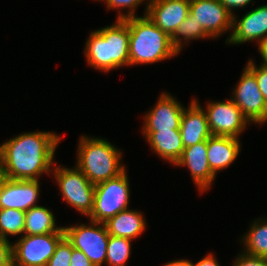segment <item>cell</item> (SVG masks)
I'll use <instances>...</instances> for the list:
<instances>
[{"label":"cell","instance_id":"6da1fadb","mask_svg":"<svg viewBox=\"0 0 267 266\" xmlns=\"http://www.w3.org/2000/svg\"><path fill=\"white\" fill-rule=\"evenodd\" d=\"M60 137L48 132L17 136L0 146V167L5 178L37 180L49 172Z\"/></svg>","mask_w":267,"mask_h":266},{"label":"cell","instance_id":"7a4b0ae2","mask_svg":"<svg viewBox=\"0 0 267 266\" xmlns=\"http://www.w3.org/2000/svg\"><path fill=\"white\" fill-rule=\"evenodd\" d=\"M118 20H125L129 27V65L153 63L178 53L173 48L171 37L146 15L143 18L135 17L132 9L128 15L120 14Z\"/></svg>","mask_w":267,"mask_h":266},{"label":"cell","instance_id":"3957f363","mask_svg":"<svg viewBox=\"0 0 267 266\" xmlns=\"http://www.w3.org/2000/svg\"><path fill=\"white\" fill-rule=\"evenodd\" d=\"M129 39V27L125 20H117L110 27L92 32L85 49L88 63L105 71L128 65Z\"/></svg>","mask_w":267,"mask_h":266},{"label":"cell","instance_id":"277c9868","mask_svg":"<svg viewBox=\"0 0 267 266\" xmlns=\"http://www.w3.org/2000/svg\"><path fill=\"white\" fill-rule=\"evenodd\" d=\"M120 154L106 140L82 137L77 168L93 185H97L125 171L119 164Z\"/></svg>","mask_w":267,"mask_h":266},{"label":"cell","instance_id":"5b68a950","mask_svg":"<svg viewBox=\"0 0 267 266\" xmlns=\"http://www.w3.org/2000/svg\"><path fill=\"white\" fill-rule=\"evenodd\" d=\"M129 183L124 172L117 177L95 185L91 220L105 223L121 211L127 209L129 202Z\"/></svg>","mask_w":267,"mask_h":266},{"label":"cell","instance_id":"8992f818","mask_svg":"<svg viewBox=\"0 0 267 266\" xmlns=\"http://www.w3.org/2000/svg\"><path fill=\"white\" fill-rule=\"evenodd\" d=\"M64 233L24 235L12 246L13 266H46Z\"/></svg>","mask_w":267,"mask_h":266},{"label":"cell","instance_id":"52a82bcc","mask_svg":"<svg viewBox=\"0 0 267 266\" xmlns=\"http://www.w3.org/2000/svg\"><path fill=\"white\" fill-rule=\"evenodd\" d=\"M92 220V227L83 225L64 228V236L72 247L82 251L94 266H101L106 261L109 234L104 223ZM93 225L95 227H93Z\"/></svg>","mask_w":267,"mask_h":266},{"label":"cell","instance_id":"ba28073f","mask_svg":"<svg viewBox=\"0 0 267 266\" xmlns=\"http://www.w3.org/2000/svg\"><path fill=\"white\" fill-rule=\"evenodd\" d=\"M64 199L83 214L90 215L93 209L95 185L78 169H55Z\"/></svg>","mask_w":267,"mask_h":266},{"label":"cell","instance_id":"9c48e42d","mask_svg":"<svg viewBox=\"0 0 267 266\" xmlns=\"http://www.w3.org/2000/svg\"><path fill=\"white\" fill-rule=\"evenodd\" d=\"M238 87L235 90L233 102L239 107L241 113L256 123L267 120V103L258 87L255 75L246 67Z\"/></svg>","mask_w":267,"mask_h":266},{"label":"cell","instance_id":"30bf717a","mask_svg":"<svg viewBox=\"0 0 267 266\" xmlns=\"http://www.w3.org/2000/svg\"><path fill=\"white\" fill-rule=\"evenodd\" d=\"M207 107L206 115L212 136L237 138L241 130H244L248 119L232 99L211 103Z\"/></svg>","mask_w":267,"mask_h":266},{"label":"cell","instance_id":"8fae6325","mask_svg":"<svg viewBox=\"0 0 267 266\" xmlns=\"http://www.w3.org/2000/svg\"><path fill=\"white\" fill-rule=\"evenodd\" d=\"M190 14L208 36L216 37L233 28V15L219 0H190Z\"/></svg>","mask_w":267,"mask_h":266},{"label":"cell","instance_id":"7c38bea8","mask_svg":"<svg viewBox=\"0 0 267 266\" xmlns=\"http://www.w3.org/2000/svg\"><path fill=\"white\" fill-rule=\"evenodd\" d=\"M146 16L170 37L190 13V0H151Z\"/></svg>","mask_w":267,"mask_h":266},{"label":"cell","instance_id":"4fadbf2b","mask_svg":"<svg viewBox=\"0 0 267 266\" xmlns=\"http://www.w3.org/2000/svg\"><path fill=\"white\" fill-rule=\"evenodd\" d=\"M39 196L38 180L5 178L0 187V209H17L27 212Z\"/></svg>","mask_w":267,"mask_h":266},{"label":"cell","instance_id":"5bb4252c","mask_svg":"<svg viewBox=\"0 0 267 266\" xmlns=\"http://www.w3.org/2000/svg\"><path fill=\"white\" fill-rule=\"evenodd\" d=\"M183 111L174 98L163 94L156 107L146 116L144 131L179 130Z\"/></svg>","mask_w":267,"mask_h":266},{"label":"cell","instance_id":"9a60e30c","mask_svg":"<svg viewBox=\"0 0 267 266\" xmlns=\"http://www.w3.org/2000/svg\"><path fill=\"white\" fill-rule=\"evenodd\" d=\"M238 22L236 24V18L233 16L232 27L235 30L227 39L229 42L241 43L258 38L260 39L259 45H261L267 40V5L245 14Z\"/></svg>","mask_w":267,"mask_h":266},{"label":"cell","instance_id":"2e32d148","mask_svg":"<svg viewBox=\"0 0 267 266\" xmlns=\"http://www.w3.org/2000/svg\"><path fill=\"white\" fill-rule=\"evenodd\" d=\"M176 164L188 166L195 184L199 186L201 191L206 190L214 179L215 175L208 163L207 140L184 148Z\"/></svg>","mask_w":267,"mask_h":266},{"label":"cell","instance_id":"e0dca14e","mask_svg":"<svg viewBox=\"0 0 267 266\" xmlns=\"http://www.w3.org/2000/svg\"><path fill=\"white\" fill-rule=\"evenodd\" d=\"M179 130L184 148L204 142L212 136L207 115L195 100L187 111L184 108Z\"/></svg>","mask_w":267,"mask_h":266},{"label":"cell","instance_id":"ac0fdd59","mask_svg":"<svg viewBox=\"0 0 267 266\" xmlns=\"http://www.w3.org/2000/svg\"><path fill=\"white\" fill-rule=\"evenodd\" d=\"M239 140L233 137L211 136L207 140V157L212 173L230 165L239 153Z\"/></svg>","mask_w":267,"mask_h":266},{"label":"cell","instance_id":"d6986e66","mask_svg":"<svg viewBox=\"0 0 267 266\" xmlns=\"http://www.w3.org/2000/svg\"><path fill=\"white\" fill-rule=\"evenodd\" d=\"M144 133L156 153L176 165L184 150L180 130L144 131Z\"/></svg>","mask_w":267,"mask_h":266},{"label":"cell","instance_id":"ffe728a7","mask_svg":"<svg viewBox=\"0 0 267 266\" xmlns=\"http://www.w3.org/2000/svg\"><path fill=\"white\" fill-rule=\"evenodd\" d=\"M104 225L109 235L133 239L145 229V222L139 212L124 210L108 219Z\"/></svg>","mask_w":267,"mask_h":266},{"label":"cell","instance_id":"44dd1931","mask_svg":"<svg viewBox=\"0 0 267 266\" xmlns=\"http://www.w3.org/2000/svg\"><path fill=\"white\" fill-rule=\"evenodd\" d=\"M54 216L45 207L34 206L25 212V235L64 233L63 228H55Z\"/></svg>","mask_w":267,"mask_h":266},{"label":"cell","instance_id":"7402d4cb","mask_svg":"<svg viewBox=\"0 0 267 266\" xmlns=\"http://www.w3.org/2000/svg\"><path fill=\"white\" fill-rule=\"evenodd\" d=\"M25 212L17 209H0V238L24 232Z\"/></svg>","mask_w":267,"mask_h":266},{"label":"cell","instance_id":"603a6c76","mask_svg":"<svg viewBox=\"0 0 267 266\" xmlns=\"http://www.w3.org/2000/svg\"><path fill=\"white\" fill-rule=\"evenodd\" d=\"M247 245L246 254L267 257V223H254L249 233L244 237Z\"/></svg>","mask_w":267,"mask_h":266},{"label":"cell","instance_id":"cb8c5ba5","mask_svg":"<svg viewBox=\"0 0 267 266\" xmlns=\"http://www.w3.org/2000/svg\"><path fill=\"white\" fill-rule=\"evenodd\" d=\"M131 239L109 235L106 262L110 266H124L130 255Z\"/></svg>","mask_w":267,"mask_h":266},{"label":"cell","instance_id":"d4e9b609","mask_svg":"<svg viewBox=\"0 0 267 266\" xmlns=\"http://www.w3.org/2000/svg\"><path fill=\"white\" fill-rule=\"evenodd\" d=\"M179 35H182L185 40L186 38L195 39L208 36L205 33L203 27L195 21V18L190 13L186 17V19L179 24V27L171 36L173 48L177 52H179L181 49V40L178 39Z\"/></svg>","mask_w":267,"mask_h":266},{"label":"cell","instance_id":"484cf974","mask_svg":"<svg viewBox=\"0 0 267 266\" xmlns=\"http://www.w3.org/2000/svg\"><path fill=\"white\" fill-rule=\"evenodd\" d=\"M72 245L64 236L57 244L46 266H70Z\"/></svg>","mask_w":267,"mask_h":266},{"label":"cell","instance_id":"4316f807","mask_svg":"<svg viewBox=\"0 0 267 266\" xmlns=\"http://www.w3.org/2000/svg\"><path fill=\"white\" fill-rule=\"evenodd\" d=\"M247 68L255 75L260 92L267 103V67L261 65L260 68L257 69L251 60L247 64Z\"/></svg>","mask_w":267,"mask_h":266},{"label":"cell","instance_id":"83f0119b","mask_svg":"<svg viewBox=\"0 0 267 266\" xmlns=\"http://www.w3.org/2000/svg\"><path fill=\"white\" fill-rule=\"evenodd\" d=\"M0 266H13L12 245L3 238H0Z\"/></svg>","mask_w":267,"mask_h":266},{"label":"cell","instance_id":"f1b7e54d","mask_svg":"<svg viewBox=\"0 0 267 266\" xmlns=\"http://www.w3.org/2000/svg\"><path fill=\"white\" fill-rule=\"evenodd\" d=\"M235 264V266H267V257L244 254L237 258Z\"/></svg>","mask_w":267,"mask_h":266},{"label":"cell","instance_id":"f546056e","mask_svg":"<svg viewBox=\"0 0 267 266\" xmlns=\"http://www.w3.org/2000/svg\"><path fill=\"white\" fill-rule=\"evenodd\" d=\"M70 266H94V265L82 251L72 247Z\"/></svg>","mask_w":267,"mask_h":266},{"label":"cell","instance_id":"4dcf8cb0","mask_svg":"<svg viewBox=\"0 0 267 266\" xmlns=\"http://www.w3.org/2000/svg\"><path fill=\"white\" fill-rule=\"evenodd\" d=\"M143 0H106L109 8L116 7H129L130 9L135 8Z\"/></svg>","mask_w":267,"mask_h":266},{"label":"cell","instance_id":"1f68e13d","mask_svg":"<svg viewBox=\"0 0 267 266\" xmlns=\"http://www.w3.org/2000/svg\"><path fill=\"white\" fill-rule=\"evenodd\" d=\"M220 3L232 14V8L243 7L251 0H219Z\"/></svg>","mask_w":267,"mask_h":266},{"label":"cell","instance_id":"d6a6232c","mask_svg":"<svg viewBox=\"0 0 267 266\" xmlns=\"http://www.w3.org/2000/svg\"><path fill=\"white\" fill-rule=\"evenodd\" d=\"M192 266H219V265L211 254L209 256H206L204 259L200 260L195 265L192 263Z\"/></svg>","mask_w":267,"mask_h":266},{"label":"cell","instance_id":"836d02e7","mask_svg":"<svg viewBox=\"0 0 267 266\" xmlns=\"http://www.w3.org/2000/svg\"><path fill=\"white\" fill-rule=\"evenodd\" d=\"M259 51L264 59V66L267 67V40L259 45Z\"/></svg>","mask_w":267,"mask_h":266},{"label":"cell","instance_id":"e575fe53","mask_svg":"<svg viewBox=\"0 0 267 266\" xmlns=\"http://www.w3.org/2000/svg\"><path fill=\"white\" fill-rule=\"evenodd\" d=\"M165 266H192V263L187 260L173 261Z\"/></svg>","mask_w":267,"mask_h":266},{"label":"cell","instance_id":"d590c367","mask_svg":"<svg viewBox=\"0 0 267 266\" xmlns=\"http://www.w3.org/2000/svg\"><path fill=\"white\" fill-rule=\"evenodd\" d=\"M4 179H5V176H4L3 171H2V169L0 167V187H1V184L4 181Z\"/></svg>","mask_w":267,"mask_h":266}]
</instances>
